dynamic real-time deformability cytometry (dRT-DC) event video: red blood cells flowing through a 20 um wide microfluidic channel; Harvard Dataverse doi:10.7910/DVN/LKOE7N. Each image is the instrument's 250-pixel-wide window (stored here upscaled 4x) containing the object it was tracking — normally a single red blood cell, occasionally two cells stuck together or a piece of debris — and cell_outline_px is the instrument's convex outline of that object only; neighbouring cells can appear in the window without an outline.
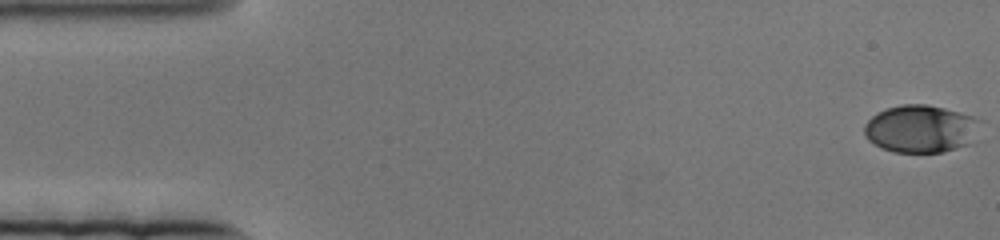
{"species": "human", "species_latin": "Homo sapiens", "temperature_condition": "cold", "stored_images_in_passage": 24, "camera_frame_rate_fps": 3000, "um_per_image_px": 0.085, "donor": {"sex": "female"}, "frame": {"image": 1, "passage_image": 1, "time_ms": 0.0, "image_size_px": [1000, 240], "cell_outline_px": [[984, 120], [976, 144], [944, 152], [892, 152], [880, 148], [868, 140], [864, 136], [864, 124], [876, 112], [884, 108], [900, 104], [928, 104], [960, 112]], "centroid_in_image_um": [78.35, 10.96], "position_along_channel_um": 6.6, "area_um2": 33.47}}
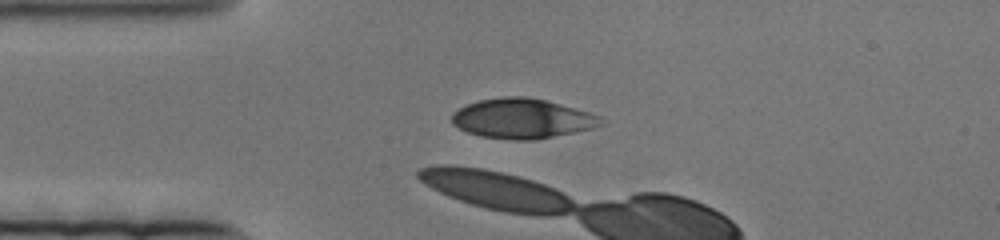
{"frame": {"image": 2, "passage_image": 19, "time_ms": 6.0, "image_size_px": [1000, 240], "cell_outline_px": [[604, 124], [592, 128], [536, 140], [516, 140], [480, 136], [468, 132], [452, 124], [452, 112], [468, 104], [480, 100], [504, 96], [528, 96], [544, 100], [588, 112], [600, 116]], "centroid_in_image_um": [44.37, 10.08], "position_along_channel_um": 40.6, "area_um2": 34.33}}